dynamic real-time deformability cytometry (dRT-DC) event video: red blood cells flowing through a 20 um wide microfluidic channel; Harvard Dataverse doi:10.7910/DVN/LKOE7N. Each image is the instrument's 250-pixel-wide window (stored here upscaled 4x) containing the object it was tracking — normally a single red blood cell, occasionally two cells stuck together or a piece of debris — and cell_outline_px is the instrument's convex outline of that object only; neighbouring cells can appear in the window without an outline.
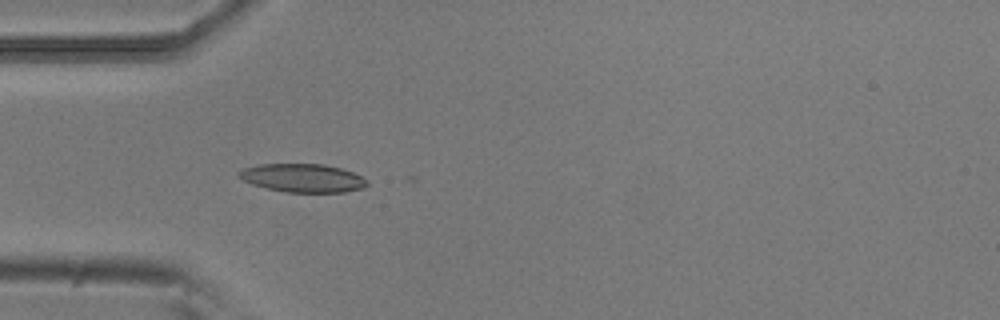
{"species": "common noctule bat (a hibernating species)", "species_latin": "Nyctalus noctula", "temperature_condition": "room temperature", "stored_images_in_passage": 19, "camera_frame_rate_fps": 3000, "um_per_image_px": 0.085, "animal": {"sex": "male", "body_mass_g": 20.5, "forearm_length_mm": 52.5}, "frame": {"image": 1, "passage_image": 16, "time_ms": 5.0, "image_size_px": [1000, 320], "cell_outline_px": [[368, 184], [364, 188], [344, 192], [288, 192], [268, 188], [252, 184], [236, 176], [236, 172], [244, 168], [260, 164], [324, 164], [340, 168], [352, 172], [368, 180]], "centroid_in_image_um": [25.72, 15.12], "position_along_channel_um": 59.3, "area_um2": 21.15}}